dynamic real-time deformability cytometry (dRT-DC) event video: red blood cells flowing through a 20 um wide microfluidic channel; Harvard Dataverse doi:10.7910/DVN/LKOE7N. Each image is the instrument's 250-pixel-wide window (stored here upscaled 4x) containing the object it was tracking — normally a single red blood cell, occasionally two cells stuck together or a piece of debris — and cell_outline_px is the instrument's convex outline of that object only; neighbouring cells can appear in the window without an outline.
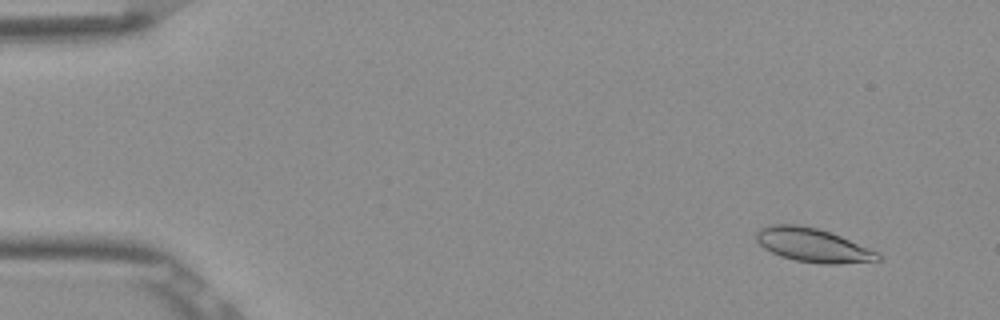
{"species": "Egyptian fruit bat (a non-hibernating species)", "species_latin": "Rousettus aegyptiacus", "temperature_condition": "room temperature", "stored_images_in_passage": 4, "camera_frame_rate_fps": 3000, "um_per_image_px": 0.085, "frame": {"image": 1, "passage_image": 1, "time_ms": 0.0, "image_size_px": [1000, 320], "cell_outline_px": [[880, 260], [840, 264], [820, 264], [796, 260], [780, 256], [764, 248], [756, 240], [756, 232], [760, 228], [772, 224], [796, 224], [816, 228], [840, 236], [880, 252]], "centroid_in_image_um": [69.1, 20.84], "position_along_channel_um": 15.9, "area_um2": 23.87}}
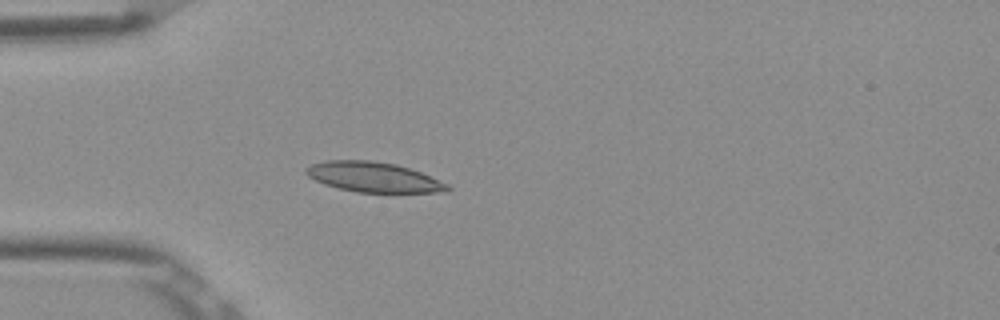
{"frame": {"image": 2, "passage_image": 4, "time_ms": 1.0, "image_size_px": [1000, 320], "cell_outline_px": [[452, 188], [448, 192], [356, 192], [324, 184], [308, 176], [304, 172], [304, 168], [312, 164], [324, 160], [372, 160], [396, 164], [420, 172], [448, 184]], "centroid_in_image_um": [31.73, 15.04], "position_along_channel_um": 53.3, "area_um2": 24.68}}